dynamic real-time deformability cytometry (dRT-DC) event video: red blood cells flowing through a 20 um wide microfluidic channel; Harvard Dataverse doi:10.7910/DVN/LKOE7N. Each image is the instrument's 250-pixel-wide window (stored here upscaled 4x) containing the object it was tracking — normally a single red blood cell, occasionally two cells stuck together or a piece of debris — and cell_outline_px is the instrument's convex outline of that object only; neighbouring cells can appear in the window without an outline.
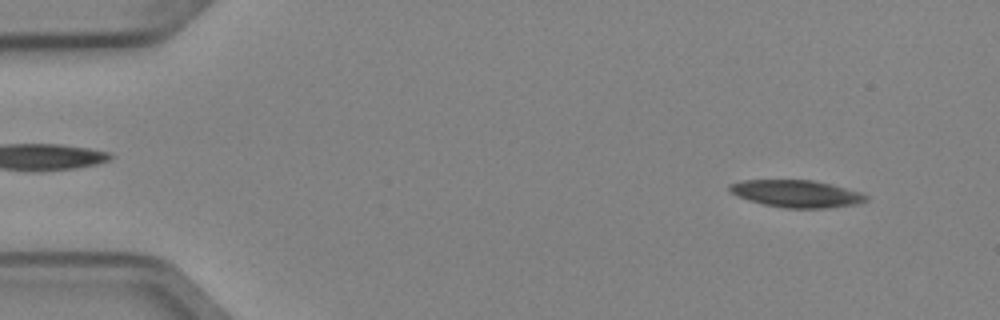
{"species": "Egyptian fruit bat (a non-hibernating species)", "species_latin": "Rousettus aegyptiacus", "temperature_condition": "cold", "stored_images_in_passage": 4, "camera_frame_rate_fps": 3000, "um_per_image_px": 0.085, "animal": {"sex": "female"}, "frame": {"image": 1, "passage_image": 1, "time_ms": 0.0, "image_size_px": [1000, 320], "cell_outline_px": [[868, 200], [856, 204], [828, 208], [788, 208], [764, 204], [748, 200], [736, 196], [728, 188], [728, 184], [744, 180], [812, 180], [860, 192], [868, 196]], "centroid_in_image_um": [67.68, 16.46], "position_along_channel_um": 17.3, "area_um2": 21.44}}
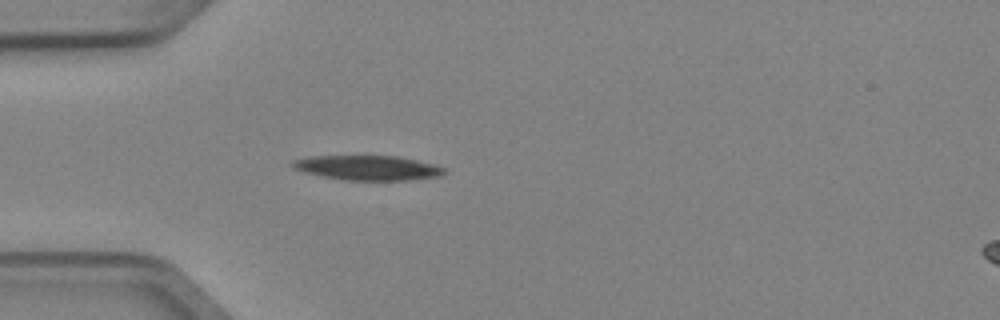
{"frame": {"image": 2, "passage_image": 4, "time_ms": 1.0, "image_size_px": [1000, 320], "cell_outline_px": [[448, 172], [444, 176], [408, 180], [348, 180], [324, 176], [304, 172], [296, 168], [292, 164], [292, 160], [312, 156], [396, 156], [436, 164], [448, 168]], "centroid_in_image_um": [31.39, 14.26], "position_along_channel_um": 53.6, "area_um2": 21.85}}